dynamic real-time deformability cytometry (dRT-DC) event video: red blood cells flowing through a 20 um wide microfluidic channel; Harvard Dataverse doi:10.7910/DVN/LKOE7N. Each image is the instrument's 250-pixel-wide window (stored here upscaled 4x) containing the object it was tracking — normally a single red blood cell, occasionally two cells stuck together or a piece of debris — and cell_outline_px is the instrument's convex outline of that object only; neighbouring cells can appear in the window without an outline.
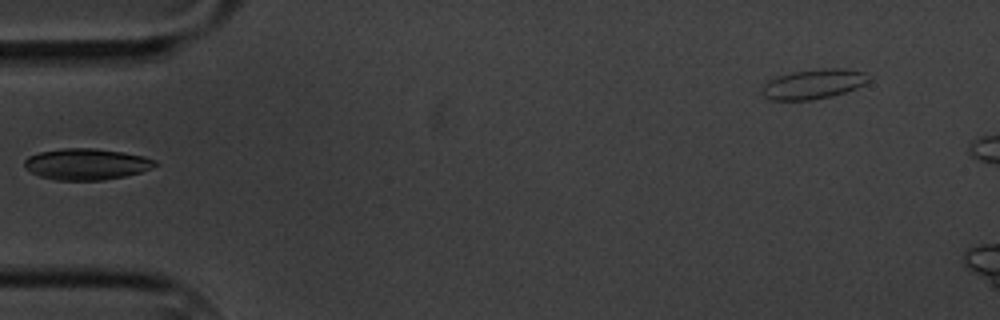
{"species": "common noctule bat (a hibernating species)", "species_latin": "Nyctalus noctula", "temperature_condition": "cold", "stored_images_in_passage": 12, "segment_of_instrument_passage": [1, 2], "camera_frame_rate_fps": 3000, "um_per_image_px": 0.085, "animal": {"sex": "male", "body_mass_g": 20.1, "forearm_length_mm": 53.5}, "frame": {"image": 1, "passage_image": 1, "time_ms": 0.0, "image_size_px": [1000, 320], "cell_outline_px": [[160, 164], [152, 168], [140, 172], [124, 176], [104, 180], [56, 180], [40, 176], [24, 168], [24, 160], [28, 156], [40, 152], [60, 148], [96, 148], [124, 152], [144, 156], [156, 160]], "centroid_in_image_um": [7.36, 13.94], "position_along_channel_um": 77.6, "area_um2": 23.99}}
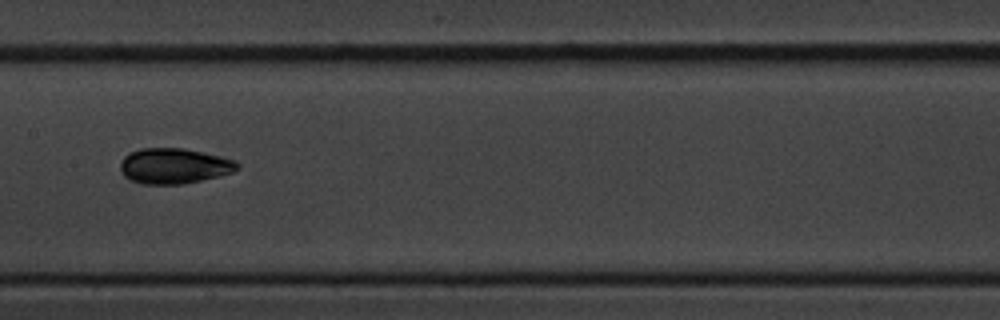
{"frame": {"image": 2, "passage_image": 4, "time_ms": 3.333, "image_size_px": [1000, 320], "cell_outline_px": [[240, 168], [232, 172], [220, 176], [180, 184], [144, 184], [132, 180], [124, 176], [120, 168], [120, 164], [124, 156], [128, 152], [140, 148], [184, 148], [220, 156], [236, 160], [240, 164]], "centroid_in_image_um": [14.8, 14.09], "position_along_channel_um": 192.6, "area_um2": 24.22}}
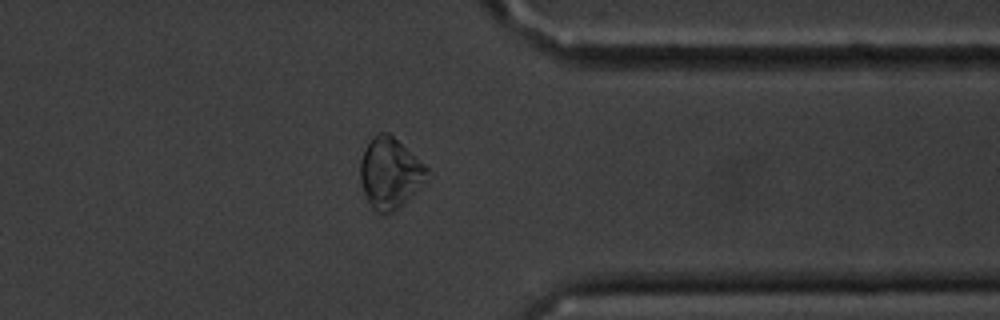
{"frame": {"image": 3, "passage_image": 9, "time_ms": 9.0, "image_size_px": [1000, 320], "cell_outline_px": [[428, 180], [416, 192], [392, 212], [384, 216], [372, 212], [364, 192], [360, 180], [360, 160], [372, 136], [380, 132], [388, 132], [424, 164], [428, 168]], "centroid_in_image_um": [33.14, 14.76], "position_along_channel_um": 378.3, "area_um2": 27.63}}